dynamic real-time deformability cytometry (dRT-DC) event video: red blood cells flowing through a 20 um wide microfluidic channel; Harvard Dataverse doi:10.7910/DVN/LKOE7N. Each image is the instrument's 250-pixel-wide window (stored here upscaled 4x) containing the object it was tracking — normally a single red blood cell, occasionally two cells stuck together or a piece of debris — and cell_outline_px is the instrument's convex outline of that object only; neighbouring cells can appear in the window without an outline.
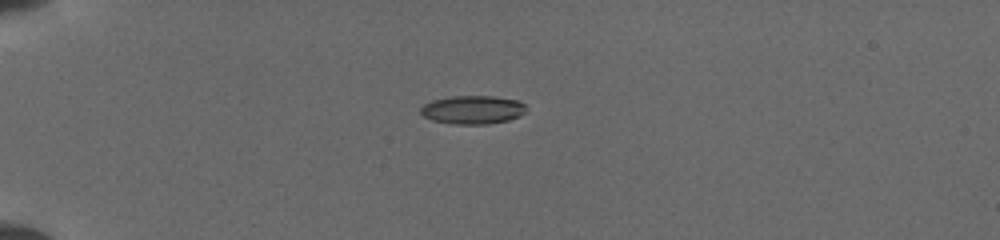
{"species": "common noctule bat (a hibernating species)", "species_latin": "Nyctalus noctula", "temperature_condition": "cold", "stored_images_in_passage": 2, "camera_frame_rate_fps": 3000, "um_per_image_px": 0.085, "animal": {"sex": "female", "body_mass_g": 19.5, "forearm_length_mm": 54.1}, "frame": {"image": 1, "passage_image": 1, "time_ms": 0.0, "image_size_px": [1000, 240], "cell_outline_px": [[524, 112], [520, 116], [508, 120], [488, 124], [452, 124], [432, 120], [424, 116], [420, 112], [420, 108], [424, 104], [432, 100], [452, 96], [492, 96], [520, 100], [524, 104]], "centroid_in_image_um": [40.17, 9.33], "position_along_channel_um": 44.8, "area_um2": 17.51}}